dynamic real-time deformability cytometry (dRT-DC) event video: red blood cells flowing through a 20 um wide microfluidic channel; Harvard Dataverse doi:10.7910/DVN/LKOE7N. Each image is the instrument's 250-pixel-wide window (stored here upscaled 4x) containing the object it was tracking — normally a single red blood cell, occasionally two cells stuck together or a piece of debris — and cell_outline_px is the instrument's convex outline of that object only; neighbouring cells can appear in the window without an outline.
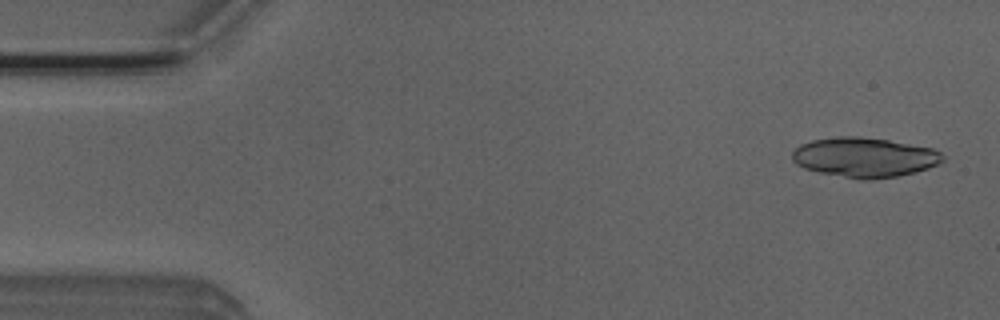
{"species": "Egyptian fruit bat (a non-hibernating species)", "species_latin": "Rousettus aegyptiacus", "temperature_condition": "room temperature", "stored_images_in_passage": 4, "camera_frame_rate_fps": 3000, "um_per_image_px": 0.085, "animal": {"sex": "male"}, "frame": {"image": 1, "passage_image": 1, "time_ms": 0.0, "image_size_px": [1000, 320], "cell_outline_px": [[944, 160], [928, 168], [916, 172], [896, 176], [872, 180], [860, 180], [820, 172], [804, 168], [796, 164], [792, 160], [792, 152], [800, 144], [812, 140], [836, 136], [860, 136], [888, 140], [932, 148], [940, 152], [944, 156]], "centroid_in_image_um": [73.46, 13.37], "position_along_channel_um": 11.5, "area_um2": 34.91}}